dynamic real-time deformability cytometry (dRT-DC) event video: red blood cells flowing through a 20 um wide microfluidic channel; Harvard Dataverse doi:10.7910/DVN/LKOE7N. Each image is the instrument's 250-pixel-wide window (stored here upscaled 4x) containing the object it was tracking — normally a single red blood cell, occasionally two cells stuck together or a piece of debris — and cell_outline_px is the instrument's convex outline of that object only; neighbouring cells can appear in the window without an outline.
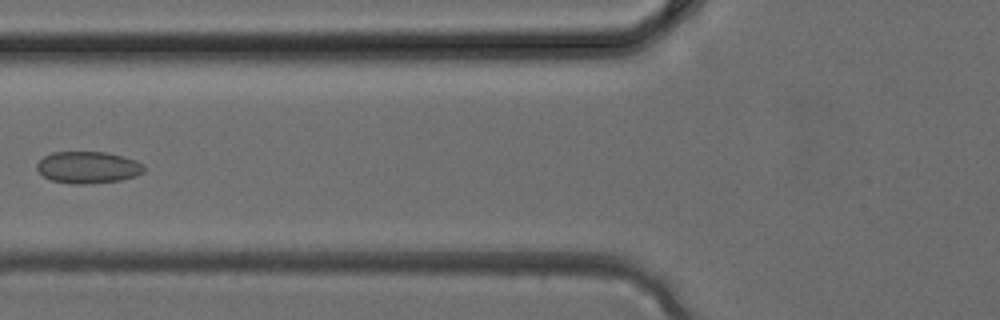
{"species": "common noctule bat (a hibernating species)", "species_latin": "Nyctalus noctula", "temperature_condition": "cold", "stored_images_in_passage": 4, "camera_frame_rate_fps": 3000, "um_per_image_px": 0.085, "animal": {"sex": "female", "body_mass_g": 24.6, "forearm_length_mm": 56.2}, "frame": {"image": 1, "passage_image": 4, "time_ms": 1.0, "image_size_px": [1000, 320], "cell_outline_px": [[144, 172], [136, 176], [120, 180], [80, 184], [72, 184], [52, 180], [44, 176], [36, 168], [36, 164], [44, 156], [52, 152], [104, 152], [124, 156], [136, 160], [144, 164]], "centroid_in_image_um": [7.49, 14.22], "position_along_channel_um": 118.3, "area_um2": 19.83}}